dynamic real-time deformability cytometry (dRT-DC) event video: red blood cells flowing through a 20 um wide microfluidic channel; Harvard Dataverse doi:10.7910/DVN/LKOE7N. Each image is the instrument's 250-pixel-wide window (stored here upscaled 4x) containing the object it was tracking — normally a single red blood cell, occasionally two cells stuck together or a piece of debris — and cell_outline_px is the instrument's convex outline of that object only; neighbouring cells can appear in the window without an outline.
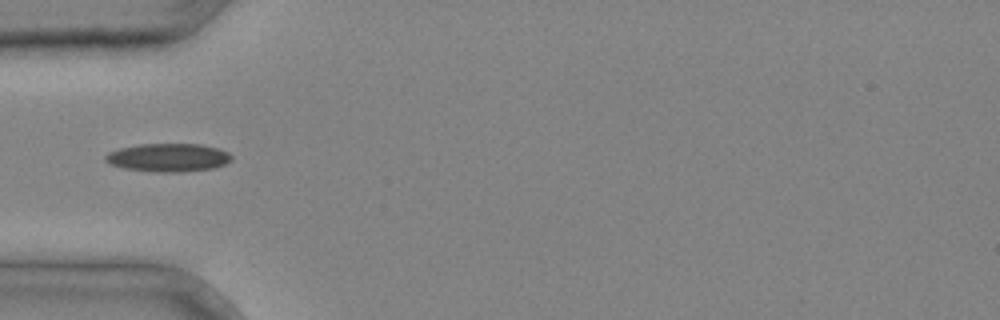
{"species": "common noctule bat (a hibernating species)", "species_latin": "Nyctalus noctula", "temperature_condition": "cold", "stored_images_in_passage": 4, "camera_frame_rate_fps": 3000, "um_per_image_px": 0.085, "animal": {"sex": "male", "body_mass_g": 20.4}, "frame": {"image": 1, "passage_image": 4, "time_ms": 1.0, "image_size_px": [1000, 320], "cell_outline_px": [[232, 160], [224, 164], [212, 168], [180, 172], [156, 172], [124, 168], [112, 164], [104, 160], [104, 156], [108, 152], [120, 148], [140, 144], [200, 144], [220, 148], [228, 152], [232, 156]], "centroid_in_image_um": [14.31, 13.38], "position_along_channel_um": 70.7, "area_um2": 20.75}}